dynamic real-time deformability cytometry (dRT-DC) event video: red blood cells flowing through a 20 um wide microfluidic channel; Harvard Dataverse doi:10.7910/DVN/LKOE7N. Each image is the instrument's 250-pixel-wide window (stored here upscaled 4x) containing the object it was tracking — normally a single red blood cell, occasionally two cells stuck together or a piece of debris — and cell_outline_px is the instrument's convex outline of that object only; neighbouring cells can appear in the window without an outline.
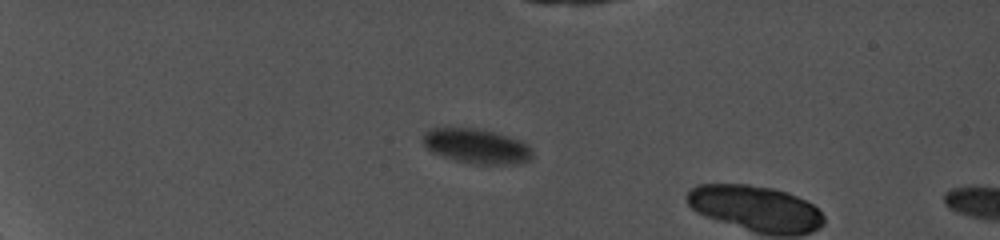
{"species": "common noctule bat (a hibernating species)", "species_latin": "Nyctalus noctula", "temperature_condition": "cold", "stored_images_in_passage": 29, "camera_frame_rate_fps": 5000, "um_per_image_px": 0.085, "animal": {"sex": "female", "body_mass_g": 19.0, "forearm_length_mm": 56.7}, "frame": {"image": 1, "passage_image": 25, "time_ms": 6.8, "image_size_px": [1000, 240], "cell_outline_px": [[532, 160], [520, 164], [468, 164], [432, 152], [420, 140], [424, 132], [432, 128], [476, 128], [508, 136], [520, 140], [528, 144], [532, 148]], "centroid_in_image_um": [40.53, 12.43], "position_along_channel_um": 44.5, "area_um2": 22.37}}